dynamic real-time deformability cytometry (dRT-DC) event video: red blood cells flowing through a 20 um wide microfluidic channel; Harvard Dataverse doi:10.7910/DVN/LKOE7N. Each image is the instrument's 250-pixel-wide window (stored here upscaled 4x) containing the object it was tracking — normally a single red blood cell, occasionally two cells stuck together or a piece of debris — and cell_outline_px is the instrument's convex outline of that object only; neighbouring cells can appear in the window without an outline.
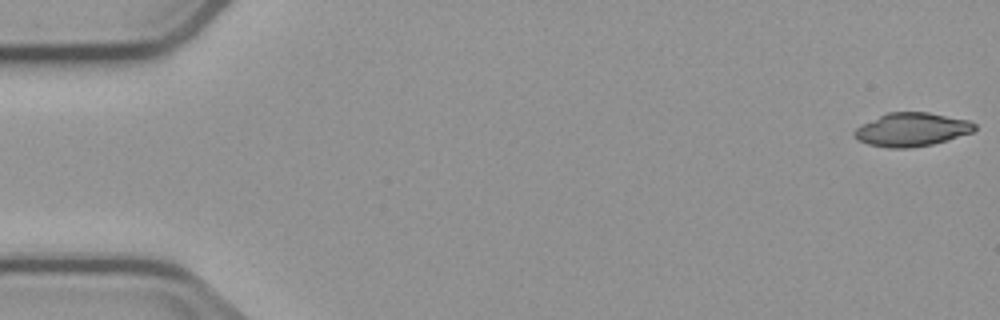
{"species": "common noctule bat (a hibernating species)", "species_latin": "Nyctalus noctula", "temperature_condition": "cold", "stored_images_in_passage": 5, "camera_frame_rate_fps": 3000, "um_per_image_px": 0.085, "animal": {"sex": "male", "body_mass_g": 23.1, "forearm_length_mm": 52.7}, "frame": {"image": 1, "passage_image": 1, "time_ms": 0.0, "image_size_px": [1000, 320], "cell_outline_px": [[976, 128], [972, 132], [932, 144], [908, 148], [888, 148], [868, 144], [860, 140], [852, 132], [860, 124], [888, 112], [928, 112], [968, 120], [976, 124]], "centroid_in_image_um": [77.47, 11.0], "position_along_channel_um": 7.5, "area_um2": 23.29}}
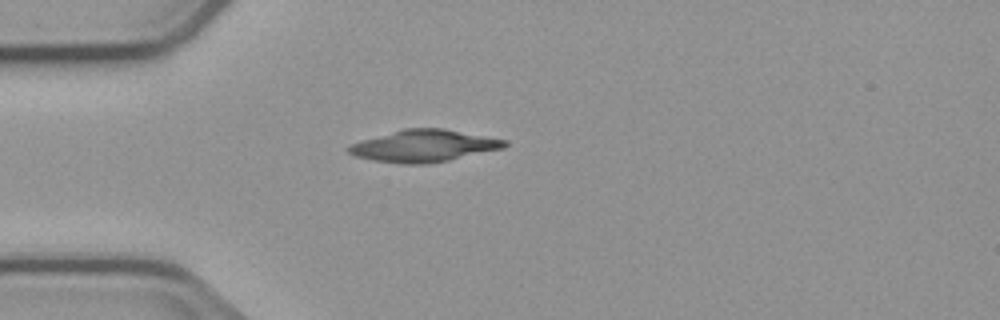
{"frame": {"image": 2, "passage_image": 5, "time_ms": 4.667, "image_size_px": [1000, 320], "cell_outline_px": [[508, 144], [504, 148], [448, 160], [428, 164], [400, 164], [372, 160], [356, 156], [348, 152], [344, 148], [360, 140], [404, 128], [444, 128], [508, 140]], "centroid_in_image_um": [36.02, 12.4], "position_along_channel_um": 49.0, "area_um2": 29.19}}